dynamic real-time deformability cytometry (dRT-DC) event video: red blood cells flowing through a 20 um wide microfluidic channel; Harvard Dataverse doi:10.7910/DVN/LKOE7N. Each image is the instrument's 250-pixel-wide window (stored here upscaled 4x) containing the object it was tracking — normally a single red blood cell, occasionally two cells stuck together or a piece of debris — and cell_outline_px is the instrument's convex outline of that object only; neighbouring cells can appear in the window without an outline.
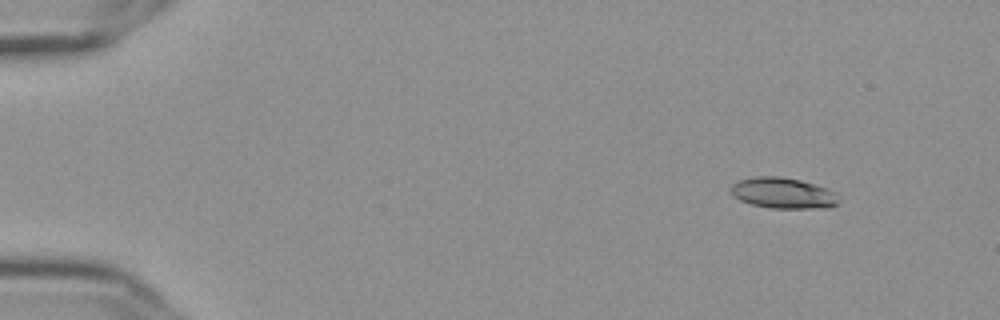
{"species": "Egyptian fruit bat (a non-hibernating species)", "species_latin": "Rousettus aegyptiacus", "temperature_condition": "cold", "stored_images_in_passage": 52, "camera_frame_rate_fps": 3000, "um_per_image_px": 0.085, "frame": {"image": 1, "passage_image": 2, "time_ms": 0.333, "image_size_px": [1000, 320], "cell_outline_px": [[840, 204], [828, 208], [768, 208], [752, 204], [740, 200], [728, 188], [732, 184], [740, 180], [756, 176], [780, 176], [800, 180], [836, 192], [840, 200]], "centroid_in_image_um": [66.59, 16.42], "position_along_channel_um": 18.4, "area_um2": 19.42}}
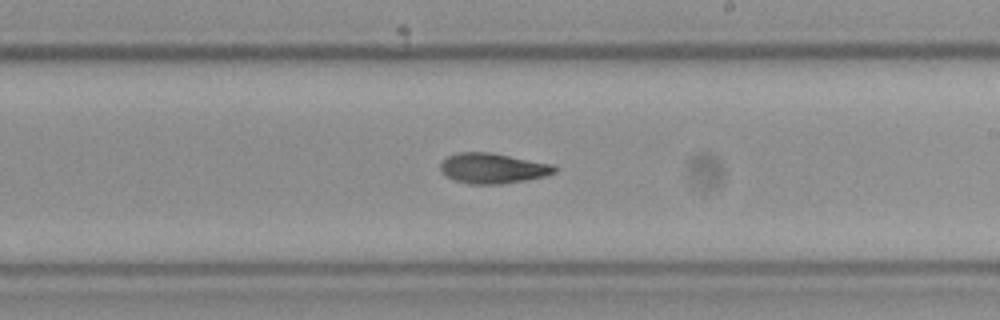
{"frame": {"image": 2, "passage_image": 30, "time_ms": 9.667, "image_size_px": [1000, 320], "cell_outline_px": [[556, 172], [544, 176], [524, 180], [500, 184], [468, 184], [456, 180], [440, 172], [440, 164], [448, 156], [456, 152], [488, 152], [552, 164], [556, 168]], "centroid_in_image_um": [41.85, 14.3], "position_along_channel_um": 247.2, "area_um2": 19.88}}
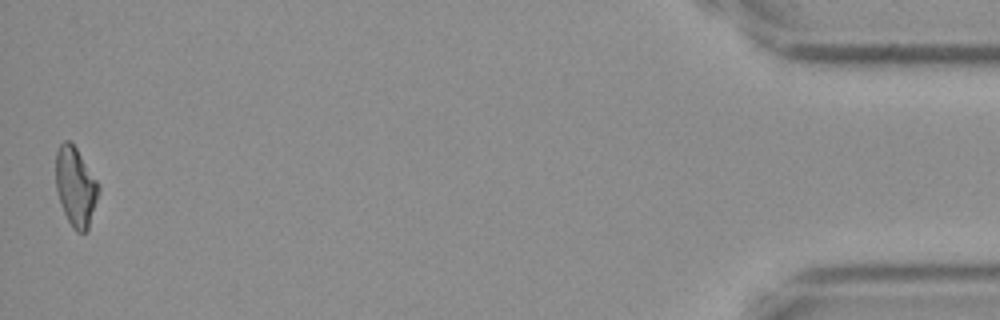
{"frame": {"image": 3, "passage_image": 52, "time_ms": 17.0, "image_size_px": [1000, 320], "cell_outline_px": [[100, 188], [88, 232], [76, 232], [72, 228], [64, 212], [56, 188], [56, 152], [60, 144], [64, 140], [68, 140], [76, 148], [100, 184]], "centroid_in_image_um": [6.44, 15.89], "position_along_channel_um": 428.8, "area_um2": 19.71}, "authors_computed_cell_mechanics": {"area_um2": 19.8254, "velocity_mm_per_s": 3.6355, "shape_relaxation_time_tau1_ms": null, "shape_relaxation_time_tau2_ms": 4.774, "deformation_change_tau1": null, "deformation_change_tau2": 0.1107}}